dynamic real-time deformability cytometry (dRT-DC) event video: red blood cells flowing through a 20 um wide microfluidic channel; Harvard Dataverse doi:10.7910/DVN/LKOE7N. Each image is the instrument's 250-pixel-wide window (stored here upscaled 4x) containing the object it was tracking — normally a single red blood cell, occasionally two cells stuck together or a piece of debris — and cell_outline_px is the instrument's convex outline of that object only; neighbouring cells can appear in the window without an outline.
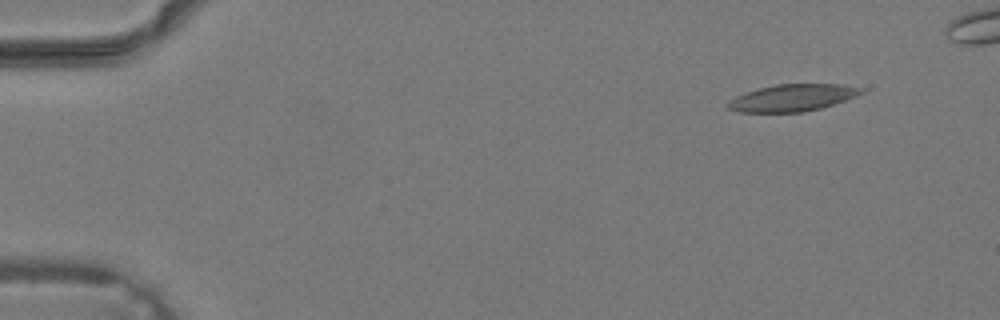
{"species": "common noctule bat (a hibernating species)", "species_latin": "Nyctalus noctula", "temperature_condition": "warm", "stored_images_in_passage": 5, "camera_frame_rate_fps": 3000, "um_per_image_px": 0.085, "animal": {"sex": "male", "body_mass_g": 19.2, "forearm_length_mm": 51.8}, "frame": {"image": 1, "passage_image": 1, "time_ms": 0.0, "image_size_px": [1000, 320], "cell_outline_px": [[864, 92], [856, 96], [820, 108], [804, 112], [740, 112], [728, 108], [724, 104], [728, 100], [736, 96], [760, 88], [776, 84], [844, 84], [864, 88]], "centroid_in_image_um": [67.35, 8.31], "position_along_channel_um": 17.6, "area_um2": 20.87}}